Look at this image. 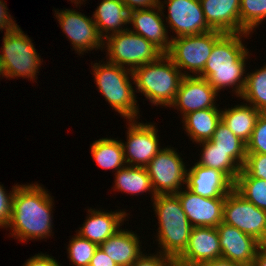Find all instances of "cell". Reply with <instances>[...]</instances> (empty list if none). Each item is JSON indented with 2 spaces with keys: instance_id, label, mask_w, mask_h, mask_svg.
I'll return each instance as SVG.
<instances>
[{
  "instance_id": "obj_8",
  "label": "cell",
  "mask_w": 266,
  "mask_h": 266,
  "mask_svg": "<svg viewBox=\"0 0 266 266\" xmlns=\"http://www.w3.org/2000/svg\"><path fill=\"white\" fill-rule=\"evenodd\" d=\"M225 33L217 30H211L198 35H186L171 38V48L166 53L175 66L184 76H191L195 73L197 76L204 70L207 59L209 58L214 44ZM192 71V72H191Z\"/></svg>"
},
{
  "instance_id": "obj_16",
  "label": "cell",
  "mask_w": 266,
  "mask_h": 266,
  "mask_svg": "<svg viewBox=\"0 0 266 266\" xmlns=\"http://www.w3.org/2000/svg\"><path fill=\"white\" fill-rule=\"evenodd\" d=\"M192 227H217L223 220L225 198H204L188 188L175 194Z\"/></svg>"
},
{
  "instance_id": "obj_26",
  "label": "cell",
  "mask_w": 266,
  "mask_h": 266,
  "mask_svg": "<svg viewBox=\"0 0 266 266\" xmlns=\"http://www.w3.org/2000/svg\"><path fill=\"white\" fill-rule=\"evenodd\" d=\"M199 145L203 146V149L196 164L220 170L235 183L242 168L230 157V151L217 148L211 140L199 142Z\"/></svg>"
},
{
  "instance_id": "obj_24",
  "label": "cell",
  "mask_w": 266,
  "mask_h": 266,
  "mask_svg": "<svg viewBox=\"0 0 266 266\" xmlns=\"http://www.w3.org/2000/svg\"><path fill=\"white\" fill-rule=\"evenodd\" d=\"M258 111L252 105L241 104L233 108L221 110V121L243 142L247 143L252 135L258 116Z\"/></svg>"
},
{
  "instance_id": "obj_15",
  "label": "cell",
  "mask_w": 266,
  "mask_h": 266,
  "mask_svg": "<svg viewBox=\"0 0 266 266\" xmlns=\"http://www.w3.org/2000/svg\"><path fill=\"white\" fill-rule=\"evenodd\" d=\"M218 92L204 78L196 76H184L176 93L173 104L170 107L179 109L183 118L192 112L215 106Z\"/></svg>"
},
{
  "instance_id": "obj_28",
  "label": "cell",
  "mask_w": 266,
  "mask_h": 266,
  "mask_svg": "<svg viewBox=\"0 0 266 266\" xmlns=\"http://www.w3.org/2000/svg\"><path fill=\"white\" fill-rule=\"evenodd\" d=\"M92 158L103 169L116 170L126 166L121 140L102 138L92 143Z\"/></svg>"
},
{
  "instance_id": "obj_9",
  "label": "cell",
  "mask_w": 266,
  "mask_h": 266,
  "mask_svg": "<svg viewBox=\"0 0 266 266\" xmlns=\"http://www.w3.org/2000/svg\"><path fill=\"white\" fill-rule=\"evenodd\" d=\"M222 222L254 237L262 245L266 241V211L247 201L235 189L226 195Z\"/></svg>"
},
{
  "instance_id": "obj_40",
  "label": "cell",
  "mask_w": 266,
  "mask_h": 266,
  "mask_svg": "<svg viewBox=\"0 0 266 266\" xmlns=\"http://www.w3.org/2000/svg\"><path fill=\"white\" fill-rule=\"evenodd\" d=\"M129 11L150 9L159 5L160 0H121Z\"/></svg>"
},
{
  "instance_id": "obj_17",
  "label": "cell",
  "mask_w": 266,
  "mask_h": 266,
  "mask_svg": "<svg viewBox=\"0 0 266 266\" xmlns=\"http://www.w3.org/2000/svg\"><path fill=\"white\" fill-rule=\"evenodd\" d=\"M164 8V4L160 1L159 5L150 9L129 11V23L134 28L130 30L131 32L141 35L163 53H167L171 48L172 39H169L166 24L163 23L162 15L163 17L165 15L162 10Z\"/></svg>"
},
{
  "instance_id": "obj_1",
  "label": "cell",
  "mask_w": 266,
  "mask_h": 266,
  "mask_svg": "<svg viewBox=\"0 0 266 266\" xmlns=\"http://www.w3.org/2000/svg\"><path fill=\"white\" fill-rule=\"evenodd\" d=\"M52 196L39 184L19 185L13 195L9 225L19 241L47 238L52 233Z\"/></svg>"
},
{
  "instance_id": "obj_6",
  "label": "cell",
  "mask_w": 266,
  "mask_h": 266,
  "mask_svg": "<svg viewBox=\"0 0 266 266\" xmlns=\"http://www.w3.org/2000/svg\"><path fill=\"white\" fill-rule=\"evenodd\" d=\"M0 60L2 61L5 78L24 77L35 80L41 59L34 48L32 40L17 26L4 32Z\"/></svg>"
},
{
  "instance_id": "obj_12",
  "label": "cell",
  "mask_w": 266,
  "mask_h": 266,
  "mask_svg": "<svg viewBox=\"0 0 266 266\" xmlns=\"http://www.w3.org/2000/svg\"><path fill=\"white\" fill-rule=\"evenodd\" d=\"M63 33L67 35L75 51L83 54L90 50L106 48L93 18L70 9L55 11ZM101 47V48H100Z\"/></svg>"
},
{
  "instance_id": "obj_35",
  "label": "cell",
  "mask_w": 266,
  "mask_h": 266,
  "mask_svg": "<svg viewBox=\"0 0 266 266\" xmlns=\"http://www.w3.org/2000/svg\"><path fill=\"white\" fill-rule=\"evenodd\" d=\"M242 169L252 178L266 181V154H246Z\"/></svg>"
},
{
  "instance_id": "obj_36",
  "label": "cell",
  "mask_w": 266,
  "mask_h": 266,
  "mask_svg": "<svg viewBox=\"0 0 266 266\" xmlns=\"http://www.w3.org/2000/svg\"><path fill=\"white\" fill-rule=\"evenodd\" d=\"M19 185L12 187V192L6 193L4 187L0 185V227L7 228L12 214V200L16 188Z\"/></svg>"
},
{
  "instance_id": "obj_39",
  "label": "cell",
  "mask_w": 266,
  "mask_h": 266,
  "mask_svg": "<svg viewBox=\"0 0 266 266\" xmlns=\"http://www.w3.org/2000/svg\"><path fill=\"white\" fill-rule=\"evenodd\" d=\"M23 266H61L58 262L49 255L46 254H36L24 263Z\"/></svg>"
},
{
  "instance_id": "obj_20",
  "label": "cell",
  "mask_w": 266,
  "mask_h": 266,
  "mask_svg": "<svg viewBox=\"0 0 266 266\" xmlns=\"http://www.w3.org/2000/svg\"><path fill=\"white\" fill-rule=\"evenodd\" d=\"M206 22L223 33H248L240 25L241 0H200Z\"/></svg>"
},
{
  "instance_id": "obj_14",
  "label": "cell",
  "mask_w": 266,
  "mask_h": 266,
  "mask_svg": "<svg viewBox=\"0 0 266 266\" xmlns=\"http://www.w3.org/2000/svg\"><path fill=\"white\" fill-rule=\"evenodd\" d=\"M221 257L216 227H192L186 249L174 260L175 266H200Z\"/></svg>"
},
{
  "instance_id": "obj_41",
  "label": "cell",
  "mask_w": 266,
  "mask_h": 266,
  "mask_svg": "<svg viewBox=\"0 0 266 266\" xmlns=\"http://www.w3.org/2000/svg\"><path fill=\"white\" fill-rule=\"evenodd\" d=\"M89 266H117V265L98 246V248L95 250L94 255L89 263Z\"/></svg>"
},
{
  "instance_id": "obj_45",
  "label": "cell",
  "mask_w": 266,
  "mask_h": 266,
  "mask_svg": "<svg viewBox=\"0 0 266 266\" xmlns=\"http://www.w3.org/2000/svg\"><path fill=\"white\" fill-rule=\"evenodd\" d=\"M71 2H74V4L76 3V7L77 5H79V3H82V1L84 0H70Z\"/></svg>"
},
{
  "instance_id": "obj_21",
  "label": "cell",
  "mask_w": 266,
  "mask_h": 266,
  "mask_svg": "<svg viewBox=\"0 0 266 266\" xmlns=\"http://www.w3.org/2000/svg\"><path fill=\"white\" fill-rule=\"evenodd\" d=\"M88 212V218L77 234L98 246L120 230L122 221L124 223L125 217L128 215L124 210L122 212L121 210L120 212H103V210L88 209Z\"/></svg>"
},
{
  "instance_id": "obj_33",
  "label": "cell",
  "mask_w": 266,
  "mask_h": 266,
  "mask_svg": "<svg viewBox=\"0 0 266 266\" xmlns=\"http://www.w3.org/2000/svg\"><path fill=\"white\" fill-rule=\"evenodd\" d=\"M97 248L96 243L82 238L76 233L68 244V258L75 266H89Z\"/></svg>"
},
{
  "instance_id": "obj_23",
  "label": "cell",
  "mask_w": 266,
  "mask_h": 266,
  "mask_svg": "<svg viewBox=\"0 0 266 266\" xmlns=\"http://www.w3.org/2000/svg\"><path fill=\"white\" fill-rule=\"evenodd\" d=\"M93 13V20L103 39L111 32L115 34L128 30L123 26L129 24V10L121 0H102Z\"/></svg>"
},
{
  "instance_id": "obj_13",
  "label": "cell",
  "mask_w": 266,
  "mask_h": 266,
  "mask_svg": "<svg viewBox=\"0 0 266 266\" xmlns=\"http://www.w3.org/2000/svg\"><path fill=\"white\" fill-rule=\"evenodd\" d=\"M163 3L168 5L166 22L176 37L212 30L206 22L200 0H164Z\"/></svg>"
},
{
  "instance_id": "obj_27",
  "label": "cell",
  "mask_w": 266,
  "mask_h": 266,
  "mask_svg": "<svg viewBox=\"0 0 266 266\" xmlns=\"http://www.w3.org/2000/svg\"><path fill=\"white\" fill-rule=\"evenodd\" d=\"M115 190L123 193L139 195L144 192H151L152 199L156 196L151 179L146 167L125 166L115 172Z\"/></svg>"
},
{
  "instance_id": "obj_2",
  "label": "cell",
  "mask_w": 266,
  "mask_h": 266,
  "mask_svg": "<svg viewBox=\"0 0 266 266\" xmlns=\"http://www.w3.org/2000/svg\"><path fill=\"white\" fill-rule=\"evenodd\" d=\"M250 33H225L213 46L204 70L198 77L206 79L220 92L222 88L234 86L232 91L240 97L246 84V60L248 49L241 37ZM244 75V76H243Z\"/></svg>"
},
{
  "instance_id": "obj_11",
  "label": "cell",
  "mask_w": 266,
  "mask_h": 266,
  "mask_svg": "<svg viewBox=\"0 0 266 266\" xmlns=\"http://www.w3.org/2000/svg\"><path fill=\"white\" fill-rule=\"evenodd\" d=\"M128 122L127 142H121L126 165L146 167L161 150L158 129L154 124L140 123L135 119Z\"/></svg>"
},
{
  "instance_id": "obj_44",
  "label": "cell",
  "mask_w": 266,
  "mask_h": 266,
  "mask_svg": "<svg viewBox=\"0 0 266 266\" xmlns=\"http://www.w3.org/2000/svg\"><path fill=\"white\" fill-rule=\"evenodd\" d=\"M0 75H2V77H5L4 69H3V65H2V61L1 60H0Z\"/></svg>"
},
{
  "instance_id": "obj_32",
  "label": "cell",
  "mask_w": 266,
  "mask_h": 266,
  "mask_svg": "<svg viewBox=\"0 0 266 266\" xmlns=\"http://www.w3.org/2000/svg\"><path fill=\"white\" fill-rule=\"evenodd\" d=\"M266 19V0H241L240 25L248 32Z\"/></svg>"
},
{
  "instance_id": "obj_30",
  "label": "cell",
  "mask_w": 266,
  "mask_h": 266,
  "mask_svg": "<svg viewBox=\"0 0 266 266\" xmlns=\"http://www.w3.org/2000/svg\"><path fill=\"white\" fill-rule=\"evenodd\" d=\"M217 148L230 151V157L242 168L246 159V143L220 121L210 139Z\"/></svg>"
},
{
  "instance_id": "obj_22",
  "label": "cell",
  "mask_w": 266,
  "mask_h": 266,
  "mask_svg": "<svg viewBox=\"0 0 266 266\" xmlns=\"http://www.w3.org/2000/svg\"><path fill=\"white\" fill-rule=\"evenodd\" d=\"M139 237L129 230H118L99 245L117 266H131L143 253Z\"/></svg>"
},
{
  "instance_id": "obj_10",
  "label": "cell",
  "mask_w": 266,
  "mask_h": 266,
  "mask_svg": "<svg viewBox=\"0 0 266 266\" xmlns=\"http://www.w3.org/2000/svg\"><path fill=\"white\" fill-rule=\"evenodd\" d=\"M174 148H162L146 166L156 195L176 194L186 184V166ZM181 186V187H180Z\"/></svg>"
},
{
  "instance_id": "obj_37",
  "label": "cell",
  "mask_w": 266,
  "mask_h": 266,
  "mask_svg": "<svg viewBox=\"0 0 266 266\" xmlns=\"http://www.w3.org/2000/svg\"><path fill=\"white\" fill-rule=\"evenodd\" d=\"M131 266H175V261L170 256L158 252L157 255L150 256L142 254Z\"/></svg>"
},
{
  "instance_id": "obj_42",
  "label": "cell",
  "mask_w": 266,
  "mask_h": 266,
  "mask_svg": "<svg viewBox=\"0 0 266 266\" xmlns=\"http://www.w3.org/2000/svg\"><path fill=\"white\" fill-rule=\"evenodd\" d=\"M200 266H243L240 263L233 262L225 258H217L214 260L203 262Z\"/></svg>"
},
{
  "instance_id": "obj_31",
  "label": "cell",
  "mask_w": 266,
  "mask_h": 266,
  "mask_svg": "<svg viewBox=\"0 0 266 266\" xmlns=\"http://www.w3.org/2000/svg\"><path fill=\"white\" fill-rule=\"evenodd\" d=\"M234 189L247 201L266 211V181L252 178L243 169L240 171Z\"/></svg>"
},
{
  "instance_id": "obj_5",
  "label": "cell",
  "mask_w": 266,
  "mask_h": 266,
  "mask_svg": "<svg viewBox=\"0 0 266 266\" xmlns=\"http://www.w3.org/2000/svg\"><path fill=\"white\" fill-rule=\"evenodd\" d=\"M92 67L96 86L110 106L127 120L137 119L139 109L130 81H134L133 71L108 61Z\"/></svg>"
},
{
  "instance_id": "obj_3",
  "label": "cell",
  "mask_w": 266,
  "mask_h": 266,
  "mask_svg": "<svg viewBox=\"0 0 266 266\" xmlns=\"http://www.w3.org/2000/svg\"><path fill=\"white\" fill-rule=\"evenodd\" d=\"M135 92H141L153 105L171 106L184 75L171 58L162 54L157 60L133 71Z\"/></svg>"
},
{
  "instance_id": "obj_19",
  "label": "cell",
  "mask_w": 266,
  "mask_h": 266,
  "mask_svg": "<svg viewBox=\"0 0 266 266\" xmlns=\"http://www.w3.org/2000/svg\"><path fill=\"white\" fill-rule=\"evenodd\" d=\"M186 188L204 198H226L234 183L220 170L194 164L186 171Z\"/></svg>"
},
{
  "instance_id": "obj_38",
  "label": "cell",
  "mask_w": 266,
  "mask_h": 266,
  "mask_svg": "<svg viewBox=\"0 0 266 266\" xmlns=\"http://www.w3.org/2000/svg\"><path fill=\"white\" fill-rule=\"evenodd\" d=\"M4 2L0 0V31L5 29L4 31L7 32L15 29L18 25L13 21L12 16L9 15L8 8Z\"/></svg>"
},
{
  "instance_id": "obj_43",
  "label": "cell",
  "mask_w": 266,
  "mask_h": 266,
  "mask_svg": "<svg viewBox=\"0 0 266 266\" xmlns=\"http://www.w3.org/2000/svg\"><path fill=\"white\" fill-rule=\"evenodd\" d=\"M251 266H266V246H260Z\"/></svg>"
},
{
  "instance_id": "obj_18",
  "label": "cell",
  "mask_w": 266,
  "mask_h": 266,
  "mask_svg": "<svg viewBox=\"0 0 266 266\" xmlns=\"http://www.w3.org/2000/svg\"><path fill=\"white\" fill-rule=\"evenodd\" d=\"M216 228L219 235L221 257L243 266H251L262 244L254 237L223 222Z\"/></svg>"
},
{
  "instance_id": "obj_34",
  "label": "cell",
  "mask_w": 266,
  "mask_h": 266,
  "mask_svg": "<svg viewBox=\"0 0 266 266\" xmlns=\"http://www.w3.org/2000/svg\"><path fill=\"white\" fill-rule=\"evenodd\" d=\"M246 154H266V113L257 118L250 140L246 143Z\"/></svg>"
},
{
  "instance_id": "obj_4",
  "label": "cell",
  "mask_w": 266,
  "mask_h": 266,
  "mask_svg": "<svg viewBox=\"0 0 266 266\" xmlns=\"http://www.w3.org/2000/svg\"><path fill=\"white\" fill-rule=\"evenodd\" d=\"M152 201L159 221L160 252L175 260L186 249L192 226L175 194L156 195Z\"/></svg>"
},
{
  "instance_id": "obj_25",
  "label": "cell",
  "mask_w": 266,
  "mask_h": 266,
  "mask_svg": "<svg viewBox=\"0 0 266 266\" xmlns=\"http://www.w3.org/2000/svg\"><path fill=\"white\" fill-rule=\"evenodd\" d=\"M184 129L193 142L210 140L221 121V110L207 108L187 114L182 118Z\"/></svg>"
},
{
  "instance_id": "obj_7",
  "label": "cell",
  "mask_w": 266,
  "mask_h": 266,
  "mask_svg": "<svg viewBox=\"0 0 266 266\" xmlns=\"http://www.w3.org/2000/svg\"><path fill=\"white\" fill-rule=\"evenodd\" d=\"M106 41V42H105ZM107 47L108 62L134 71L136 68L157 60L164 54L152 42L129 29L110 34L104 39ZM130 66V67H129ZM129 67V68H128Z\"/></svg>"
},
{
  "instance_id": "obj_29",
  "label": "cell",
  "mask_w": 266,
  "mask_h": 266,
  "mask_svg": "<svg viewBox=\"0 0 266 266\" xmlns=\"http://www.w3.org/2000/svg\"><path fill=\"white\" fill-rule=\"evenodd\" d=\"M240 98L266 113V65L252 73H247L245 88Z\"/></svg>"
}]
</instances>
